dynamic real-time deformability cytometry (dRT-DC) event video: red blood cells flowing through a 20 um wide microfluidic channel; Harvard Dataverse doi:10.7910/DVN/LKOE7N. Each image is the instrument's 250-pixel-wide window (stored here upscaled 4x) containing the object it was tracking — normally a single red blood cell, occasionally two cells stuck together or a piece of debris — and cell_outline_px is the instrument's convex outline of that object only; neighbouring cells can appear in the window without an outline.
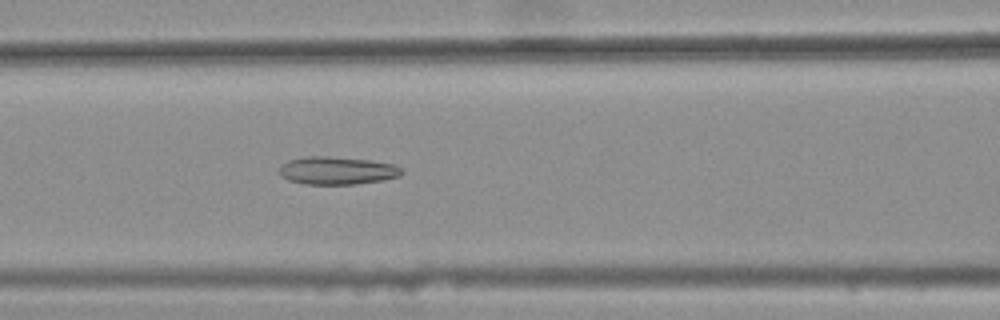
{"species": "common noctule bat (a hibernating species)", "species_latin": "Nyctalus noctula", "temperature_condition": "warm", "stored_images_in_passage": 42, "camera_frame_rate_fps": 3000, "um_per_image_px": 0.085, "animal": {"sex": "female", "body_mass_g": 25.1}, "frame": {"image": 1, "passage_image": 18, "time_ms": 5.667, "image_size_px": [1000, 320], "cell_outline_px": [[404, 172], [400, 176], [380, 180], [356, 184], [304, 184], [288, 180], [280, 176], [280, 164], [288, 160], [304, 156], [328, 156], [368, 160], [392, 164], [400, 168]], "centroid_in_image_um": [28.59, 14.49], "position_along_channel_um": 138.0, "area_um2": 19.83}}
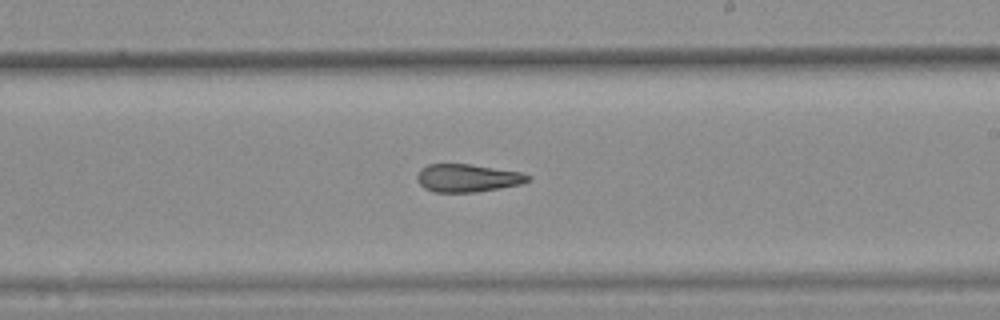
{"frame": {"image": 2, "passage_image": 27, "time_ms": 8.667, "image_size_px": [1000, 320], "cell_outline_px": [[532, 180], [520, 184], [500, 188], [476, 192], [436, 192], [424, 188], [416, 180], [416, 176], [420, 168], [428, 164], [472, 164], [520, 172], [532, 176]], "centroid_in_image_um": [39.73, 15.12], "position_along_channel_um": 249.3, "area_um2": 18.15}}
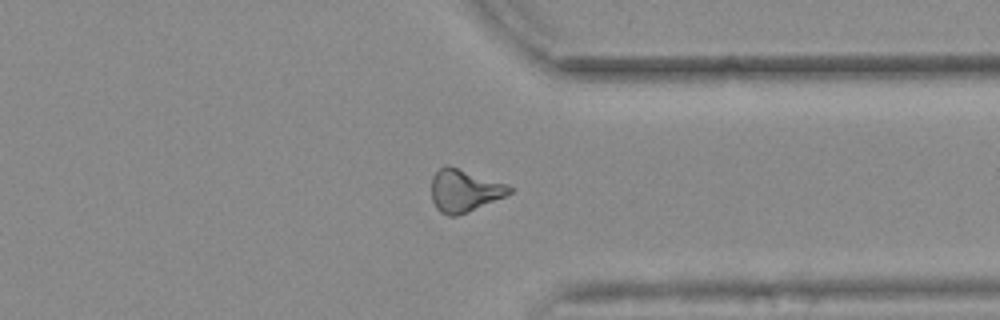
{"frame": {"image": 3, "passage_image": 37, "time_ms": 12.0, "image_size_px": [1000, 320], "cell_outline_px": [[512, 192], [504, 196], [456, 216], [448, 216], [440, 212], [436, 208], [432, 200], [432, 176], [444, 164], [448, 164], [508, 184], [512, 188]], "centroid_in_image_um": [39.44, 16.17], "position_along_channel_um": 372.0, "area_um2": 19.19}, "authors_computed_cell_mechanics": {"area_um2": 19.1896, "velocity_mm_per_s": 3.7175, "shape_relaxation_time_tau1_ms": null, "shape_relaxation_time_tau2_ms": 4.1631, "deformation_change_tau1": null, "deformation_change_tau2": 0.1517}}